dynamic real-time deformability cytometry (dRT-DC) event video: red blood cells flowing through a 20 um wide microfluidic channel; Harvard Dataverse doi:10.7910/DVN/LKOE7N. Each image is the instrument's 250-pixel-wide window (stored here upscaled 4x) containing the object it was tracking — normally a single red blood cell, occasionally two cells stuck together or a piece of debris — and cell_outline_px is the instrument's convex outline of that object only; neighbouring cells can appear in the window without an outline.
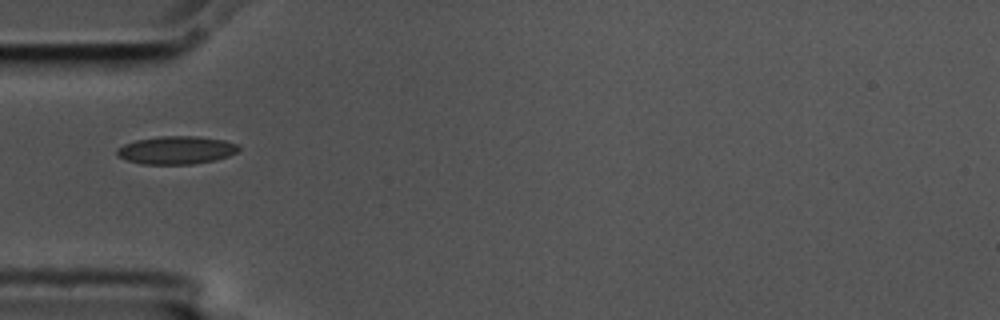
{"species": "common noctule bat (a hibernating species)", "species_latin": "Nyctalus noctula", "temperature_condition": "cold", "stored_images_in_passage": 6, "camera_frame_rate_fps": 3000, "um_per_image_px": 0.085, "animal": {"sex": "male", "body_mass_g": 17.5, "forearm_length_mm": 52.3}, "frame": {"image": 1, "passage_image": 1, "time_ms": 0.0, "image_size_px": [1000, 320], "cell_outline_px": [[240, 148], [236, 152], [228, 156], [216, 160], [192, 164], [140, 164], [128, 160], [120, 156], [116, 152], [116, 148], [124, 144], [136, 140], [156, 136], [200, 136], [224, 140], [236, 144]], "centroid_in_image_um": [14.99, 12.75], "position_along_channel_um": 70.0, "area_um2": 19.88}}